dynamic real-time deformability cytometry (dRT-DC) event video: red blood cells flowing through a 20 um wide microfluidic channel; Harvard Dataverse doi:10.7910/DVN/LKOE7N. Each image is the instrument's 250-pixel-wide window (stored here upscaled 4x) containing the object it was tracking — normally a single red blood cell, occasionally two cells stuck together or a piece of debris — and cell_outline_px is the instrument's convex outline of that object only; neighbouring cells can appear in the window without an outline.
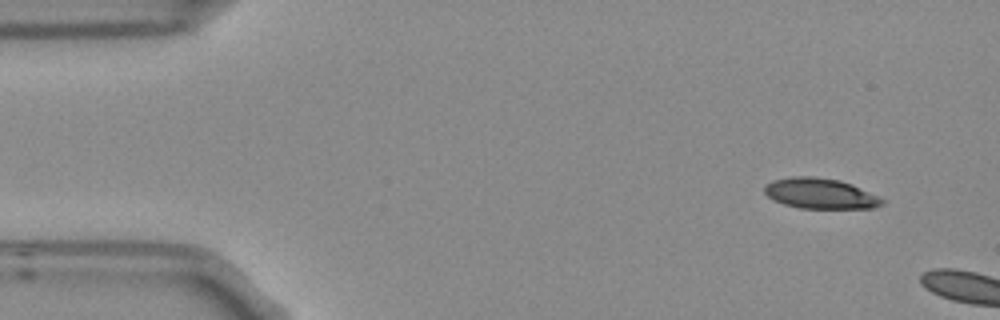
{"species": "Egyptian fruit bat (a non-hibernating species)", "species_latin": "Rousettus aegyptiacus", "temperature_condition": "room temperature", "stored_images_in_passage": 4, "camera_frame_rate_fps": 3000, "um_per_image_px": 0.085, "frame": {"image": 1, "passage_image": 1, "time_ms": 0.0, "image_size_px": [1000, 320], "cell_outline_px": [[884, 204], [872, 208], [800, 208], [784, 204], [772, 200], [764, 192], [764, 184], [772, 180], [792, 176], [816, 176], [840, 180], [852, 184], [880, 196], [884, 200]], "centroid_in_image_um": [69.71, 16.43], "position_along_channel_um": 15.3, "area_um2": 21.15}}